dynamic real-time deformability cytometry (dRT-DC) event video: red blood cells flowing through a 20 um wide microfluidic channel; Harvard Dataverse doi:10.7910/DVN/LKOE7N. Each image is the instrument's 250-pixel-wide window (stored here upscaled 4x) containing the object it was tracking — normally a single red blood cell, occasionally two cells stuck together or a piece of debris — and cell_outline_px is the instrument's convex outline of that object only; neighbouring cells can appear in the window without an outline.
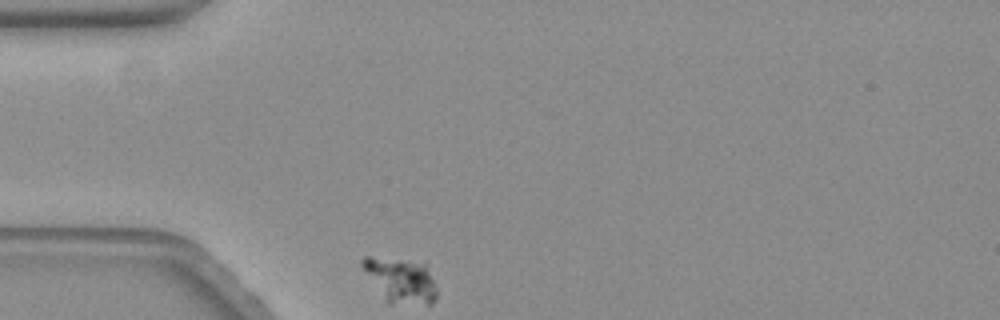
{"species": "common noctule bat (a hibernating species)", "species_latin": "Nyctalus noctula", "temperature_condition": "warm", "stored_images_in_passage": 42, "camera_frame_rate_fps": 3000, "um_per_image_px": 0.085, "animal": {"sex": "female", "body_mass_g": 19.3, "forearm_length_mm": 54.1}, "frame": {"image": 1, "passage_image": 1, "time_ms": 0.0, "image_size_px": [1000, 320], "cell_outline_px": [[436, 300], [432, 304], [388, 304], [360, 264], [360, 260], [364, 256], [368, 256], [400, 260], [424, 264], [436, 288]], "centroid_in_image_um": [34.04, 23.85], "position_along_channel_um": 51.0, "area_um2": 18.96}}
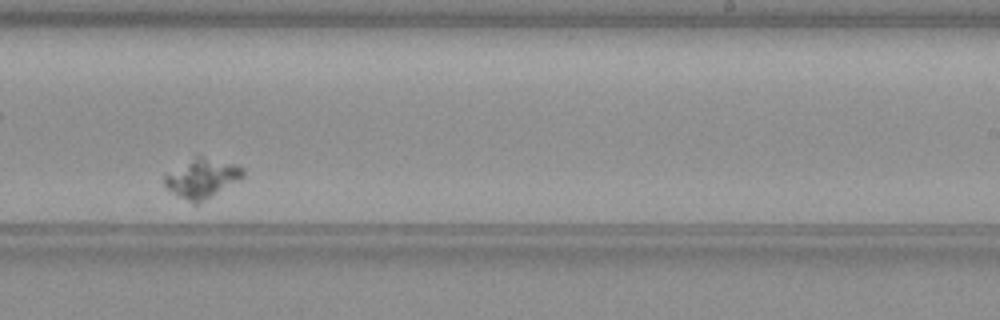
{"frame": {"image": 2, "passage_image": 26, "time_ms": 8.333, "image_size_px": [1000, 320], "cell_outline_px": [[244, 176], [240, 180], [196, 204], [192, 204], [168, 192], [164, 188], [164, 176], [196, 152], [236, 164], [244, 168]], "centroid_in_image_um": [17.13, 15.1], "position_along_channel_um": 271.9, "area_um2": 18.73}}
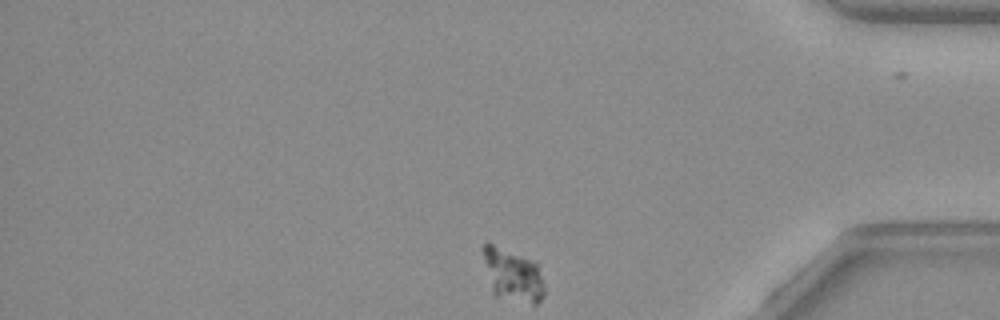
{"frame": {"image": 3, "passage_image": 41, "time_ms": 13.333, "image_size_px": [1000, 320], "cell_outline_px": [[544, 296], [536, 304], [532, 304], [496, 296], [492, 292], [480, 248], [488, 240], [536, 260], [544, 288]], "centroid_in_image_um": [43.55, 23.29], "position_along_channel_um": 391.7, "area_um2": 19.42}}